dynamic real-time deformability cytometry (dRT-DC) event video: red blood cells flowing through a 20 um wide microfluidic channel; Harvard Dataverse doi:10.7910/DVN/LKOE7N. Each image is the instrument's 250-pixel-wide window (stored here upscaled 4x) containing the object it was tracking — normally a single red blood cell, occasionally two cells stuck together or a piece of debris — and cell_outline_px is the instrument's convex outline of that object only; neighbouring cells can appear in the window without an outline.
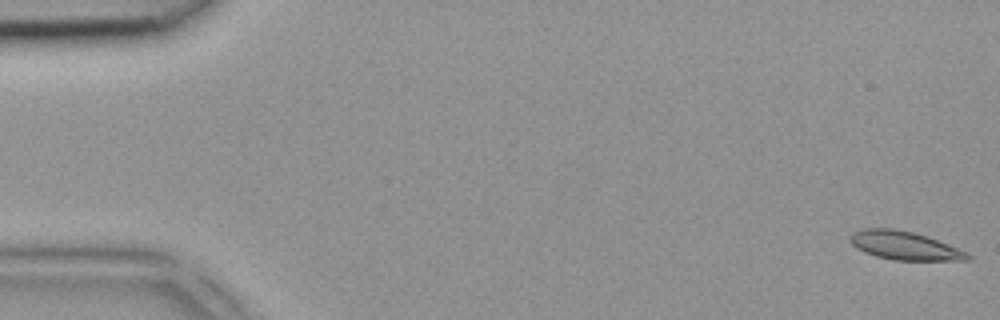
{"species": "common noctule bat (a hibernating species)", "species_latin": "Nyctalus noctula", "temperature_condition": "room temperature", "stored_images_in_passage": 4, "camera_frame_rate_fps": 3000, "um_per_image_px": 0.085, "animal": {"sex": "female", "body_mass_g": 18.4}, "frame": {"image": 1, "passage_image": 1, "time_ms": 0.0, "image_size_px": [1000, 320], "cell_outline_px": [[972, 260], [892, 260], [876, 256], [864, 252], [856, 248], [848, 240], [852, 232], [864, 228], [892, 228], [912, 232], [928, 236], [968, 252], [972, 256]], "centroid_in_image_um": [76.88, 20.87], "position_along_channel_um": 8.1, "area_um2": 19.65}}
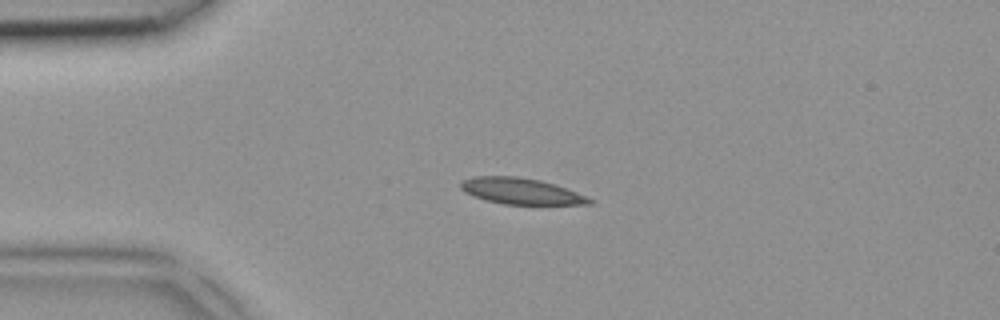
{"frame": {"image": 2, "passage_image": 4, "time_ms": 1.0, "image_size_px": [1000, 320], "cell_outline_px": [[596, 200], [592, 204], [504, 204], [484, 200], [472, 196], [464, 192], [460, 188], [460, 180], [472, 176], [516, 176], [540, 180], [576, 192]], "centroid_in_image_um": [44.22, 16.24], "position_along_channel_um": 40.8, "area_um2": 19.65}}